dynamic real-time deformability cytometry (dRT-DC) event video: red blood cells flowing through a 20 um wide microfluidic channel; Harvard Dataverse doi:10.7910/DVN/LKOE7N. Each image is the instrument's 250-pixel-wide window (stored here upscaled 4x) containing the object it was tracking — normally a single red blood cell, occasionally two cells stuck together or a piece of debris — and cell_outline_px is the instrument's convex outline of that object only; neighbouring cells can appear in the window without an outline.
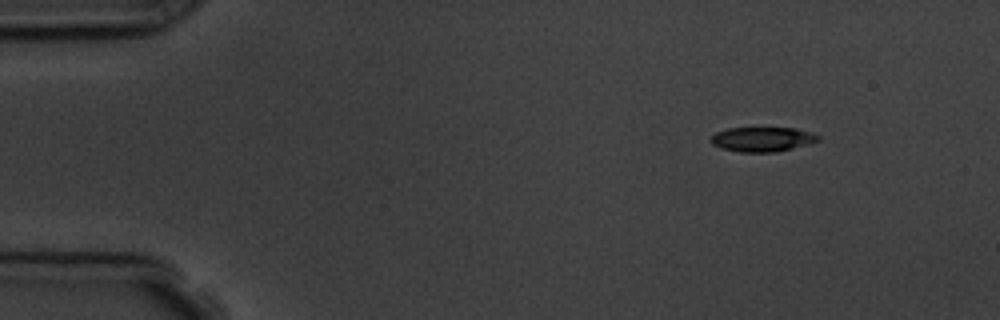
{"species": "common noctule bat (a hibernating species)", "species_latin": "Nyctalus noctula", "temperature_condition": "room temperature", "stored_images_in_passage": 5, "camera_frame_rate_fps": 3000, "um_per_image_px": 0.085, "animal": {"sex": "male", "body_mass_g": 19.5, "forearm_length_mm": 54.6}, "frame": {"image": 1, "passage_image": 1, "time_ms": 0.0, "image_size_px": [1000, 320], "cell_outline_px": [[820, 140], [808, 144], [776, 152], [740, 152], [720, 148], [712, 144], [712, 136], [716, 132], [728, 128], [796, 128], [820, 136]], "centroid_in_image_um": [64.79, 11.84], "position_along_channel_um": 20.2, "area_um2": 15.26}}
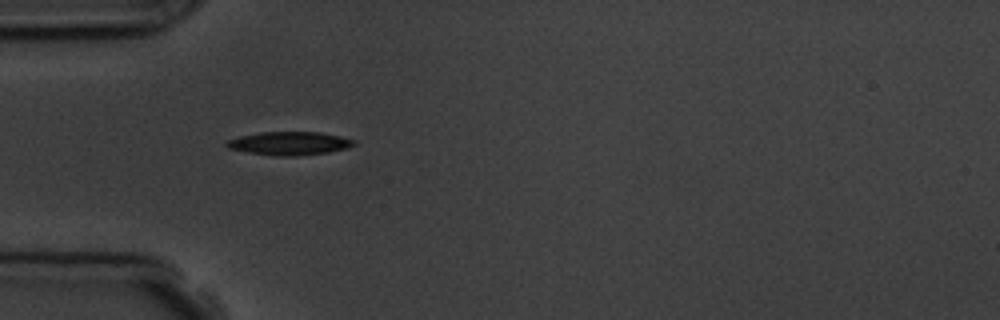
{"frame": {"image": 2, "passage_image": 4, "time_ms": 3.333, "image_size_px": [1000, 320], "cell_outline_px": [[356, 144], [348, 148], [328, 152], [296, 156], [276, 156], [248, 152], [228, 148], [224, 144], [228, 140], [240, 136], [260, 132], [320, 132], [340, 136], [356, 140]], "centroid_in_image_um": [24.62, 12.18], "position_along_channel_um": 60.4, "area_um2": 17.34}}